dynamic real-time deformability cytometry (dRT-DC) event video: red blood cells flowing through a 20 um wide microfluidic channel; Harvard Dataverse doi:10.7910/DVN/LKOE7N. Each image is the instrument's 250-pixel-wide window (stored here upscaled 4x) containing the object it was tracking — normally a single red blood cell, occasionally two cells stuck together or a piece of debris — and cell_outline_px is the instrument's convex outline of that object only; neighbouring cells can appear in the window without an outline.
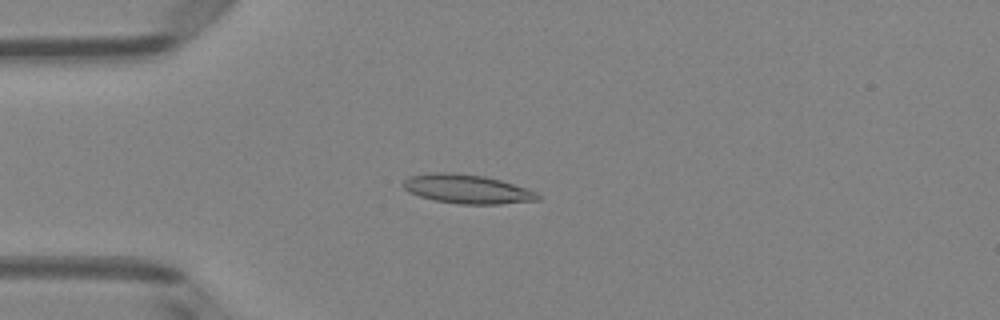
{"species": "Egyptian fruit bat (a non-hibernating species)", "species_latin": "Rousettus aegyptiacus", "temperature_condition": "room temperature", "stored_images_in_passage": 38, "camera_frame_rate_fps": 3000, "um_per_image_px": 0.085, "animal": {"sex": "female"}, "frame": {"image": 1, "passage_image": 1, "time_ms": 0.0, "image_size_px": [1000, 320], "cell_outline_px": [[540, 200], [500, 204], [460, 204], [436, 200], [420, 196], [408, 192], [400, 184], [408, 176], [432, 172], [456, 172], [484, 176], [500, 180], [536, 192], [540, 196]], "centroid_in_image_um": [39.65, 16.06], "position_along_channel_um": 45.3, "area_um2": 22.77}}
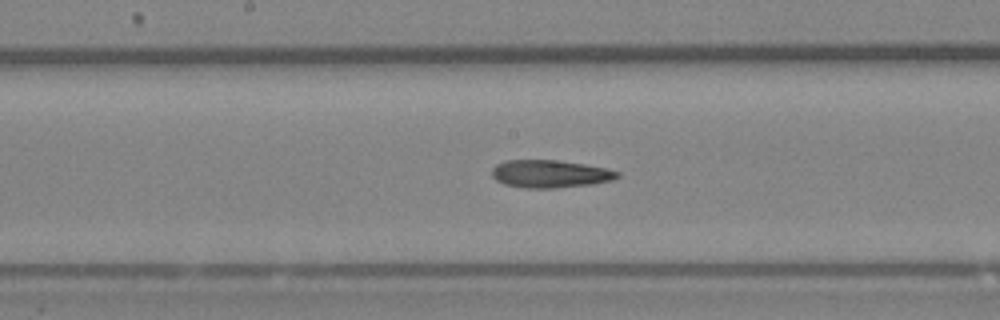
{"frame": {"image": 2, "passage_image": 14, "time_ms": 4.333, "image_size_px": [1000, 320], "cell_outline_px": [[620, 176], [612, 180], [592, 184], [556, 188], [524, 188], [504, 184], [496, 180], [492, 176], [492, 168], [496, 164], [504, 160], [556, 160], [584, 164], [608, 168], [620, 172]], "centroid_in_image_um": [46.75, 14.77], "position_along_channel_um": 201.4, "area_um2": 20.4}}
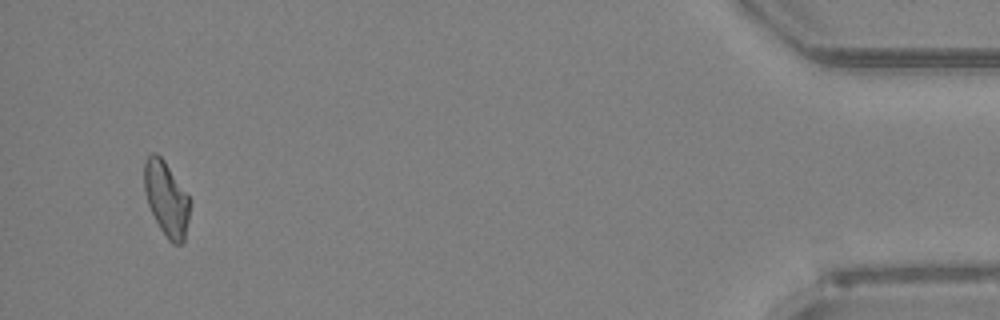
{"frame": {"image": 3, "passage_image": 36, "time_ms": 11.667, "image_size_px": [1000, 320], "cell_outline_px": [[192, 200], [184, 240], [180, 244], [172, 244], [168, 240], [160, 228], [148, 204], [144, 192], [144, 164], [148, 156], [152, 152], [156, 152], [164, 160]], "centroid_in_image_um": [14.15, 16.88], "position_along_channel_um": 421.0, "area_um2": 19.88}, "authors_computed_cell_mechanics": {"area_um2": 20.2011, "velocity_mm_per_s": 4.0453, "shape_relaxation_time_tau1_ms": null, "shape_relaxation_time_tau2_ms": 9.7655, "deformation_change_tau1": null, "deformation_change_tau2": 0.2245}}